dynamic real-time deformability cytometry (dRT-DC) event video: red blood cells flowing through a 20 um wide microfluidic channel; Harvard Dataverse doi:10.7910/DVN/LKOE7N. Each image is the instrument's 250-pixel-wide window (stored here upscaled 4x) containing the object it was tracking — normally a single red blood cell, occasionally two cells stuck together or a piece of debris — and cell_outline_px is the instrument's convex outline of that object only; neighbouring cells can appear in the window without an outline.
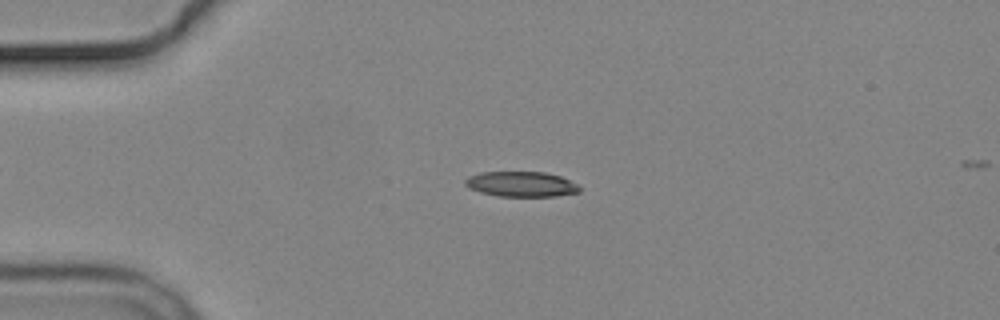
{"species": "common noctule bat (a hibernating species)", "species_latin": "Nyctalus noctula", "temperature_condition": "cold", "stored_images_in_passage": 5, "camera_frame_rate_fps": 3000, "um_per_image_px": 0.085, "animal": {"sex": "male", "body_mass_g": 19.2, "forearm_length_mm": 51.8}, "frame": {"image": 1, "passage_image": 4, "time_ms": 3.667, "image_size_px": [1000, 320], "cell_outline_px": [[580, 192], [556, 196], [496, 196], [480, 192], [468, 188], [464, 184], [464, 180], [468, 176], [480, 172], [544, 172], [560, 176], [576, 184], [580, 188]], "centroid_in_image_um": [44.25, 15.65], "position_along_channel_um": 40.7, "area_um2": 16.82}}